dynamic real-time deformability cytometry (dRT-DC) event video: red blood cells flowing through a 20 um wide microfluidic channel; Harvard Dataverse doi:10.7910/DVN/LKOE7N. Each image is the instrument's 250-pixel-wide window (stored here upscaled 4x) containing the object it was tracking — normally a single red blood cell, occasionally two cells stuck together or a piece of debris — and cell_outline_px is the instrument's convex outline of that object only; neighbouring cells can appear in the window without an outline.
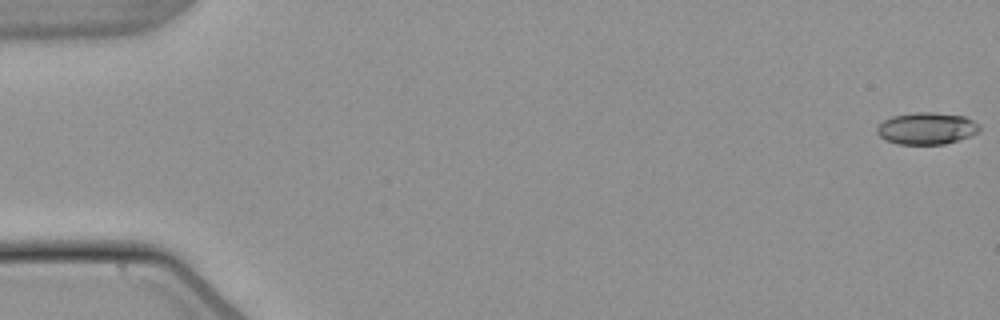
{"species": "common noctule bat (a hibernating species)", "species_latin": "Nyctalus noctula", "temperature_condition": "warm", "stored_images_in_passage": 54, "camera_frame_rate_fps": 3000, "um_per_image_px": 0.085, "animal": {"sex": "male", "body_mass_g": 21.5, "forearm_length_mm": 52.0}, "frame": {"image": 1, "passage_image": 1, "time_ms": 0.0, "image_size_px": [1000, 320], "cell_outline_px": [[980, 132], [944, 144], [900, 144], [884, 140], [876, 132], [876, 128], [884, 120], [892, 116], [916, 112], [932, 112], [964, 116], [980, 124]], "centroid_in_image_um": [78.76, 10.91], "position_along_channel_um": 6.2, "area_um2": 19.02}}
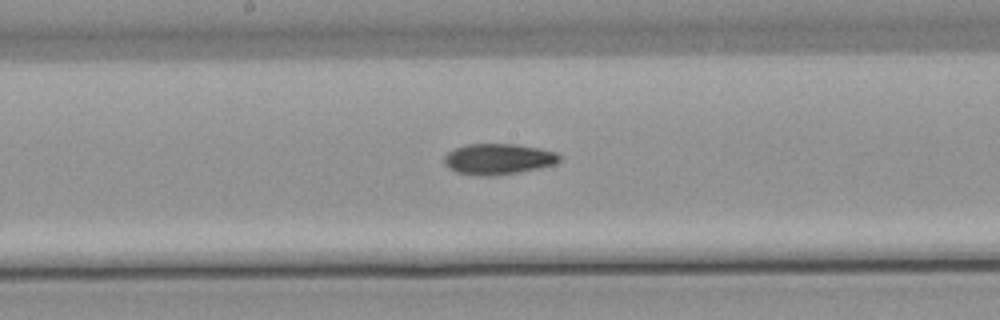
{"frame": {"image": 2, "passage_image": 29, "time_ms": 9.333, "image_size_px": [1000, 320], "cell_outline_px": [[560, 160], [552, 164], [520, 172], [496, 176], [476, 176], [456, 172], [448, 168], [444, 164], [444, 156], [452, 148], [464, 144], [516, 144], [540, 148], [556, 152], [560, 156]], "centroid_in_image_um": [42.28, 13.52], "position_along_channel_um": 205.9, "area_um2": 20.92}}
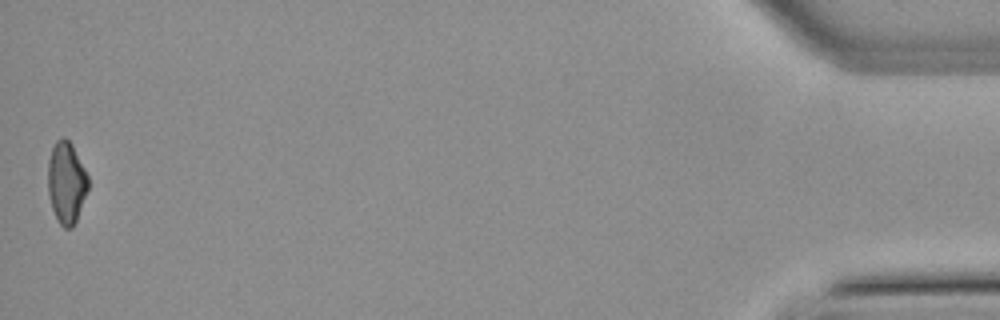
{"frame": {"image": 3, "passage_image": 54, "time_ms": 17.667, "image_size_px": [1000, 320], "cell_outline_px": [[88, 188], [76, 220], [72, 228], [64, 228], [60, 224], [52, 208], [48, 196], [48, 160], [52, 148], [56, 140], [64, 136], [72, 144], [88, 176]], "centroid_in_image_um": [5.63, 15.5], "position_along_channel_um": 429.6, "area_um2": 19.02}, "authors_computed_cell_mechanics": {"area_um2": 19.7098, "velocity_mm_per_s": 3.8438, "shape_relaxation_time_tau1_ms": null, "shape_relaxation_time_tau2_ms": 9.732, "deformation_change_tau1": null, "deformation_change_tau2": 0.1718}}